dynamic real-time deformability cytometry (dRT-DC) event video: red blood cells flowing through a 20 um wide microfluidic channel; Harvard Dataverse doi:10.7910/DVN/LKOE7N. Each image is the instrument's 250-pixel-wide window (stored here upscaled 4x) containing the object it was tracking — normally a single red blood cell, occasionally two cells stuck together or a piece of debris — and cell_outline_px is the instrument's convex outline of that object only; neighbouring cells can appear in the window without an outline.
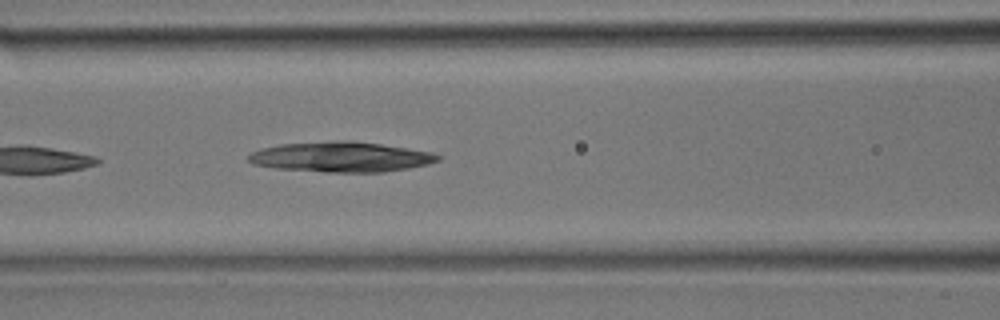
{"species": "common noctule bat (a hibernating species)", "species_latin": "Nyctalus noctula", "temperature_condition": "room temperature", "stored_images_in_passage": 10, "camera_frame_rate_fps": 3000, "um_per_image_px": 0.085, "animal": {"sex": "male", "body_mass_g": 17.9}, "frame": {"image": 1, "passage_image": 10, "time_ms": 3.0, "image_size_px": [1000, 320], "cell_outline_px": [[440, 160], [428, 164], [408, 168], [384, 172], [328, 172], [276, 168], [252, 164], [248, 160], [248, 156], [252, 152], [260, 148], [280, 144], [332, 140], [352, 140], [408, 148], [432, 152], [440, 156]], "centroid_in_image_um": [28.97, 13.33], "position_along_channel_um": 137.6, "area_um2": 33.47}}